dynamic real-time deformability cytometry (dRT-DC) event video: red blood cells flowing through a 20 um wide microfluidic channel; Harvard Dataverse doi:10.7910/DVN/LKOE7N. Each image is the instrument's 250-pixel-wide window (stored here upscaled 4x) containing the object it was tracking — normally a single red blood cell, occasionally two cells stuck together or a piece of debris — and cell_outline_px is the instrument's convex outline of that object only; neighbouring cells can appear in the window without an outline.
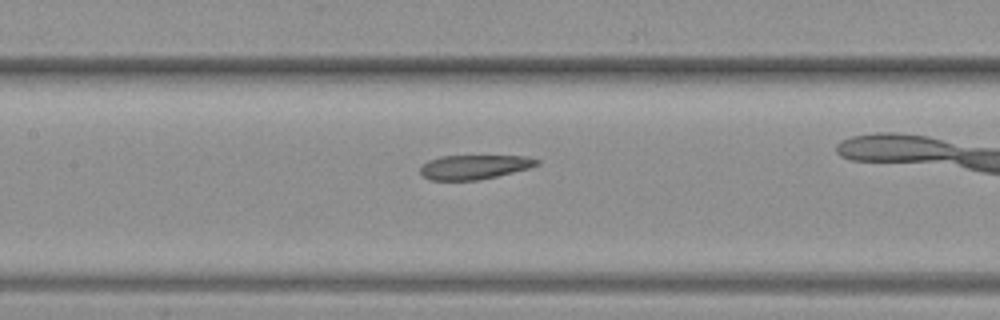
{"species": "common noctule bat (a hibernating species)", "species_latin": "Nyctalus noctula", "temperature_condition": "warm", "stored_images_in_passage": 36, "camera_frame_rate_fps": 3000, "um_per_image_px": 0.085, "animal": {"sex": "female", "body_mass_g": 19.3, "forearm_length_mm": 54.1}, "frame": {"image": 1, "passage_image": 20, "time_ms": 6.333, "image_size_px": [1000, 320], "cell_outline_px": [[540, 164], [528, 168], [480, 180], [428, 180], [420, 172], [420, 168], [428, 160], [440, 156], [528, 156], [540, 160]], "centroid_in_image_um": [40.31, 14.19], "position_along_channel_um": 167.1, "area_um2": 16.47}}
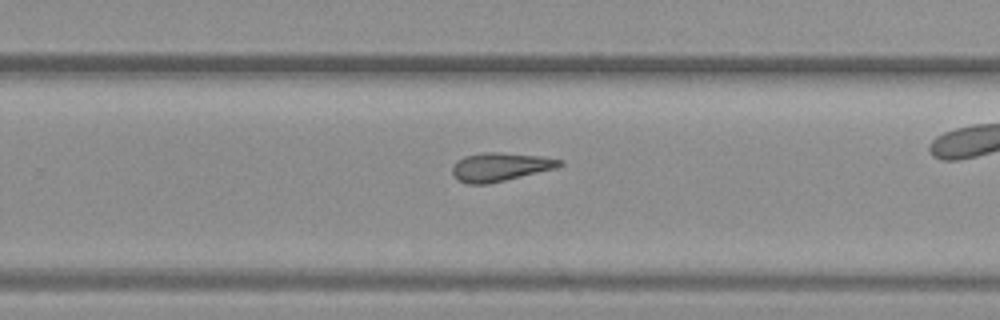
{"frame": {"image": 2, "passage_image": 28, "time_ms": 9.0, "image_size_px": [1000, 320], "cell_outline_px": [[564, 164], [556, 168], [488, 184], [468, 184], [456, 180], [452, 176], [452, 168], [456, 160], [464, 156], [484, 152], [500, 152], [540, 156], [564, 160]], "centroid_in_image_um": [42.48, 14.19], "position_along_channel_um": 287.3, "area_um2": 17.98}}
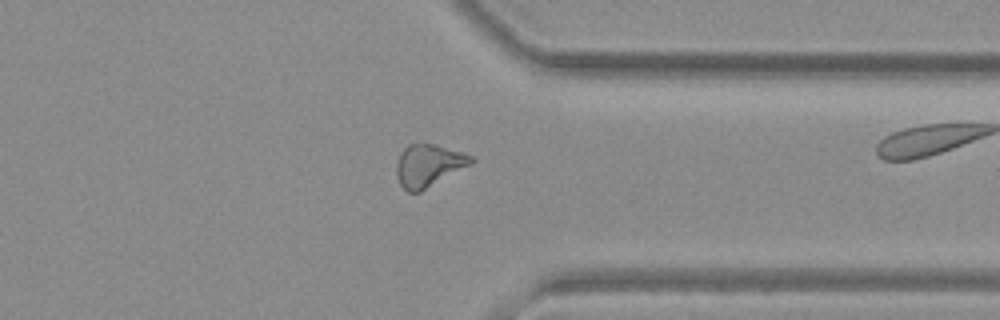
{"frame": {"image": 3, "passage_image": 34, "time_ms": 11.0, "image_size_px": [1000, 320], "cell_outline_px": [[476, 160], [472, 164], [420, 192], [408, 192], [400, 184], [396, 176], [396, 164], [400, 152], [408, 144], [436, 144], [464, 152], [472, 156]], "centroid_in_image_um": [36.44, 14.05], "position_along_channel_um": 375.0, "area_um2": 18.61}}